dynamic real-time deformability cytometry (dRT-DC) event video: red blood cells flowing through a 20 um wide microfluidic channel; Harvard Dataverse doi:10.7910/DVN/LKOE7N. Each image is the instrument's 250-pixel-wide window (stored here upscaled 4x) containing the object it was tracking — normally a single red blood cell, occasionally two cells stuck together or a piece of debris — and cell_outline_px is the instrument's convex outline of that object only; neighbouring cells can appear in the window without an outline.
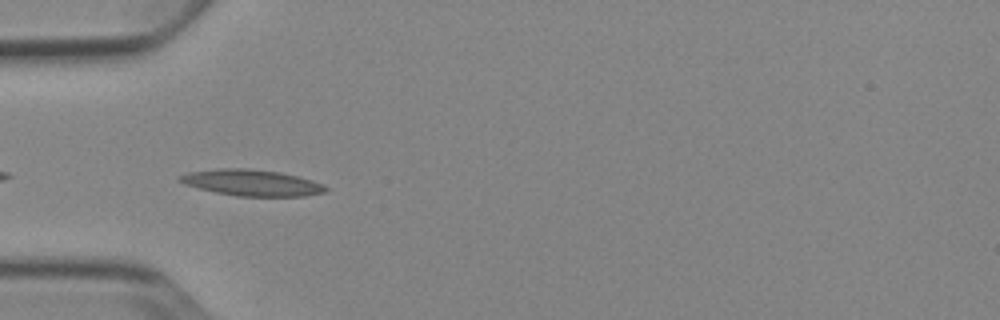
{"species": "Egyptian fruit bat (a non-hibernating species)", "species_latin": "Rousettus aegyptiacus", "temperature_condition": "cold", "stored_images_in_passage": 38, "camera_frame_rate_fps": 3000, "um_per_image_px": 0.085, "animal": {"sex": "female"}, "frame": {"image": 1, "passage_image": 2, "time_ms": 0.333, "image_size_px": [1000, 320], "cell_outline_px": [[328, 188], [324, 192], [304, 196], [236, 196], [216, 192], [184, 184], [176, 180], [176, 176], [188, 172], [220, 168], [248, 168], [280, 172], [312, 180], [324, 184]], "centroid_in_image_um": [21.36, 15.52], "position_along_channel_um": 63.6, "area_um2": 22.31}}
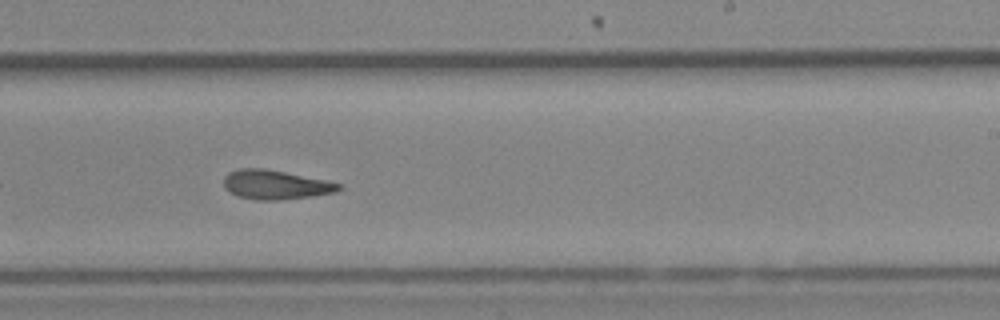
{"frame": {"image": 2, "passage_image": 18, "time_ms": 5.667, "image_size_px": [1000, 320], "cell_outline_px": [[344, 188], [336, 192], [312, 196], [284, 200], [256, 200], [240, 196], [224, 188], [224, 176], [228, 172], [240, 168], [264, 168], [324, 180], [340, 184]], "centroid_in_image_um": [23.41, 15.7], "position_along_channel_um": 265.6, "area_um2": 19.48}}
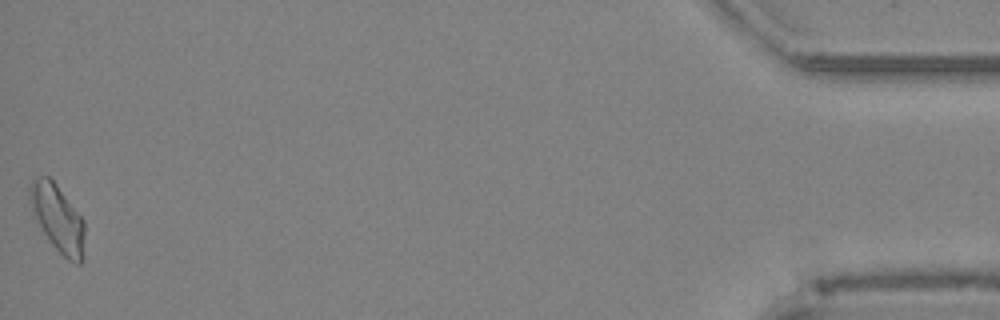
{"frame": {"image": 3, "passage_image": 38, "time_ms": 12.333, "image_size_px": [1000, 320], "cell_outline_px": [[84, 236], [80, 264], [76, 264], [68, 260], [52, 244], [32, 216], [28, 200], [28, 188], [32, 180], [36, 176], [48, 176], [56, 184], [84, 220]], "centroid_in_image_um": [4.84, 18.5], "position_along_channel_um": 430.4, "area_um2": 21.39}, "authors_computed_cell_mechanics": {"area_um2": 19.652, "velocity_mm_per_s": 3.8309, "shape_relaxation_time_tau1_ms": 8.8755, "shape_relaxation_time_tau2_ms": 5.8448, "deformation_change_tau1": 0.2192, "deformation_change_tau2": 0.1485}}